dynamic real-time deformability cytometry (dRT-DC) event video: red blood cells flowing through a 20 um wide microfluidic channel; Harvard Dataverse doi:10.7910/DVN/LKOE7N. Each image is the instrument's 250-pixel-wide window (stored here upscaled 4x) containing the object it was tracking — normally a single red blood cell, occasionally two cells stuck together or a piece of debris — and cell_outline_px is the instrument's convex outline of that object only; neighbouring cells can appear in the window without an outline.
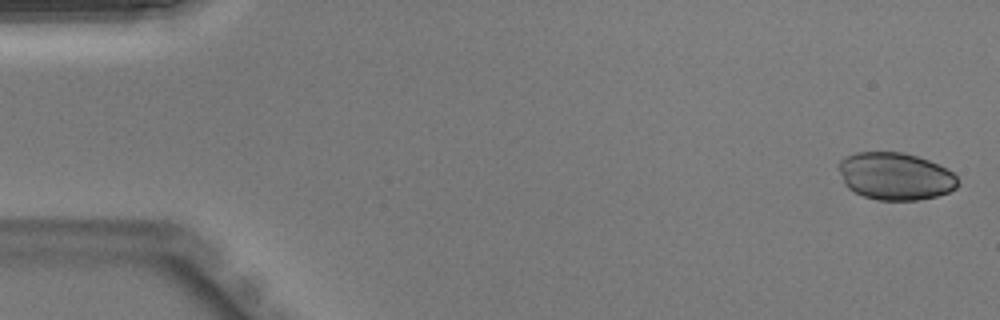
{"species": "Egyptian fruit bat (a non-hibernating species)", "species_latin": "Rousettus aegyptiacus", "temperature_condition": "warm", "stored_images_in_passage": 43, "camera_frame_rate_fps": 3000, "um_per_image_px": 0.085, "animal": {"sex": "male"}, "frame": {"image": 1, "passage_image": 1, "time_ms": 0.0, "image_size_px": [1000, 320], "cell_outline_px": [[960, 184], [956, 188], [948, 192], [936, 196], [916, 200], [876, 200], [864, 196], [848, 188], [844, 184], [836, 168], [840, 160], [856, 152], [904, 152], [928, 160], [952, 172], [956, 176]], "centroid_in_image_um": [76.07, 14.98], "position_along_channel_um": 8.9, "area_um2": 32.95}}
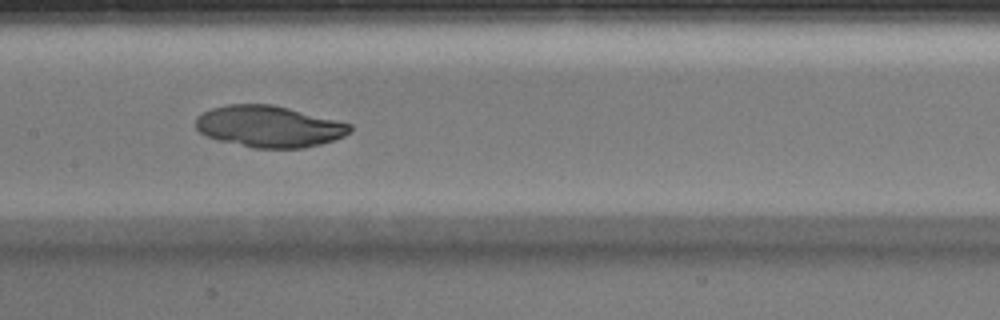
{"frame": {"image": 2, "passage_image": 21, "time_ms": 6.667, "image_size_px": [1000, 320], "cell_outline_px": [[352, 132], [344, 136], [320, 144], [304, 148], [252, 148], [216, 140], [200, 132], [196, 128], [196, 120], [204, 112], [212, 108], [228, 104], [272, 104], [352, 124]], "centroid_in_image_um": [22.88, 10.76], "position_along_channel_um": 184.5, "area_um2": 37.17}}
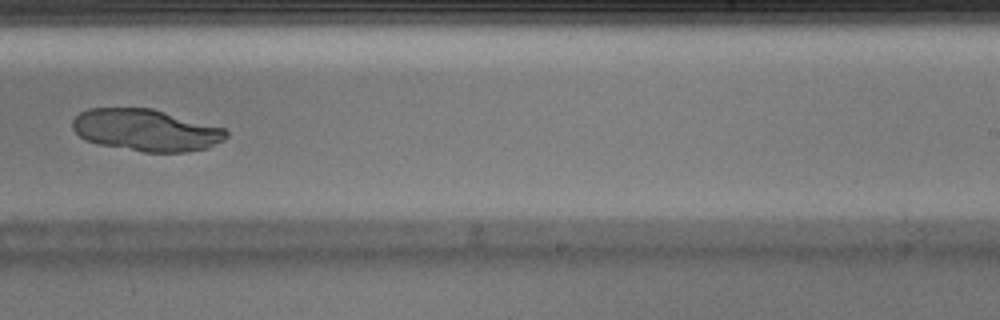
{"frame": {"image": 3, "passage_image": 27, "time_ms": 8.667, "image_size_px": [1000, 320], "cell_outline_px": [[228, 136], [224, 140], [208, 148], [184, 152], [144, 152], [100, 144], [84, 140], [72, 128], [72, 120], [80, 112], [88, 108], [152, 108], [224, 128], [228, 132]], "centroid_in_image_um": [12.41, 11.06], "position_along_channel_um": 276.6, "area_um2": 37.51}}